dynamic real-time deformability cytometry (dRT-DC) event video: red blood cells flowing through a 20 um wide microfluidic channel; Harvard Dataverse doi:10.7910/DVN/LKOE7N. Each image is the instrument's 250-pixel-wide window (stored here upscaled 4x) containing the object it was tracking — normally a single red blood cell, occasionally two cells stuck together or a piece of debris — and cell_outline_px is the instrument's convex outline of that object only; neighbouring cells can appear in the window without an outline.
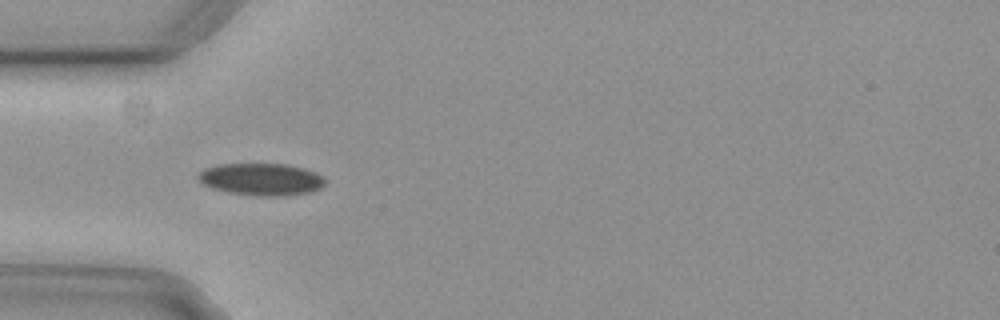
{"species": "common noctule bat (a hibernating species)", "species_latin": "Nyctalus noctula", "temperature_condition": "cold", "stored_images_in_passage": 5, "camera_frame_rate_fps": 3000, "um_per_image_px": 0.085, "animal": {"sex": "female", "body_mass_g": 29.2, "forearm_length_mm": 56.3}, "frame": {"image": 1, "passage_image": 4, "time_ms": 1.0, "image_size_px": [1000, 320], "cell_outline_px": [[324, 184], [320, 188], [308, 192], [276, 196], [260, 196], [228, 192], [212, 188], [204, 184], [196, 176], [204, 168], [216, 164], [288, 164], [304, 168], [316, 172], [324, 176]], "centroid_in_image_um": [22.2, 15.22], "position_along_channel_um": 62.8, "area_um2": 23.7}}